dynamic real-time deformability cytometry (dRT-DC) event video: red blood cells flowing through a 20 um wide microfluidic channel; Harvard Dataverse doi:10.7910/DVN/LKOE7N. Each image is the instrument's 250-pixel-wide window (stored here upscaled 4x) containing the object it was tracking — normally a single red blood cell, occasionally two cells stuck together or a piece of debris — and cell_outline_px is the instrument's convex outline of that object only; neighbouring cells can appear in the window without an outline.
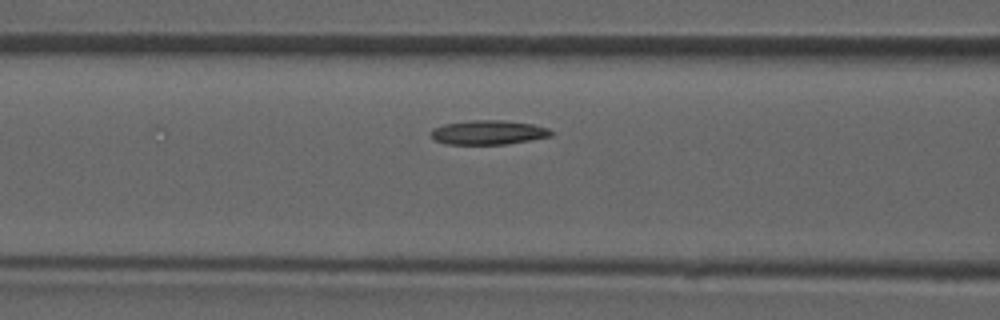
{"species": "common noctule bat (a hibernating species)", "species_latin": "Nyctalus noctula", "temperature_condition": "room temperature", "stored_images_in_passage": 23, "camera_frame_rate_fps": 3000, "um_per_image_px": 0.085, "animal": {"sex": "male", "forearm_length_mm": 52.5}, "frame": {"image": 1, "passage_image": 16, "time_ms": 5.0, "image_size_px": [1000, 320], "cell_outline_px": [[552, 136], [504, 144], [444, 144], [436, 140], [432, 136], [432, 128], [444, 124], [472, 120], [500, 120], [532, 124], [548, 128], [552, 132]], "centroid_in_image_um": [41.49, 11.25], "position_along_channel_um": 125.1, "area_um2": 16.76}}